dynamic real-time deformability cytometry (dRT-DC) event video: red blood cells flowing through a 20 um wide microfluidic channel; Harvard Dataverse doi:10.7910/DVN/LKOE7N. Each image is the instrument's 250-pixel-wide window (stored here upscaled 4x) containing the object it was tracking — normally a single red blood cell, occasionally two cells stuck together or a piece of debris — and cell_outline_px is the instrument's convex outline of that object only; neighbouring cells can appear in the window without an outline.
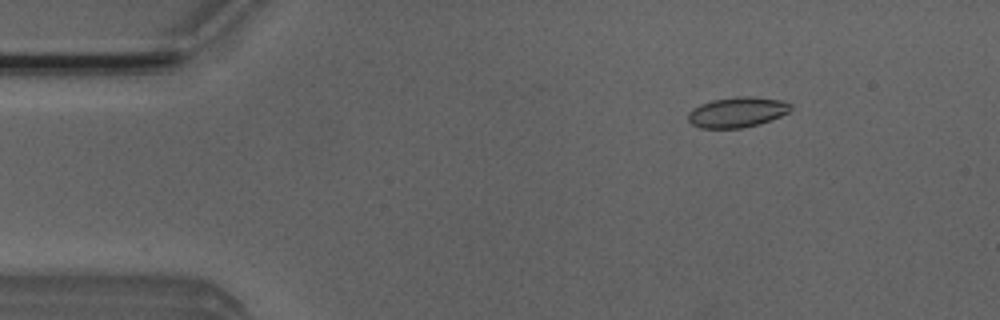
{"species": "Egyptian fruit bat (a non-hibernating species)", "species_latin": "Rousettus aegyptiacus", "temperature_condition": "room temperature", "stored_images_in_passage": 30, "camera_frame_rate_fps": 3000, "um_per_image_px": 0.085, "animal": {"sex": "male"}, "frame": {"image": 1, "passage_image": 7, "time_ms": 2.0, "image_size_px": [1000, 320], "cell_outline_px": [[792, 108], [788, 112], [780, 116], [760, 124], [740, 128], [700, 128], [692, 124], [688, 120], [688, 112], [692, 108], [700, 104], [712, 100], [736, 96], [752, 96], [780, 100], [792, 104]], "centroid_in_image_um": [62.65, 9.53], "position_along_channel_um": 22.4, "area_um2": 18.21}}
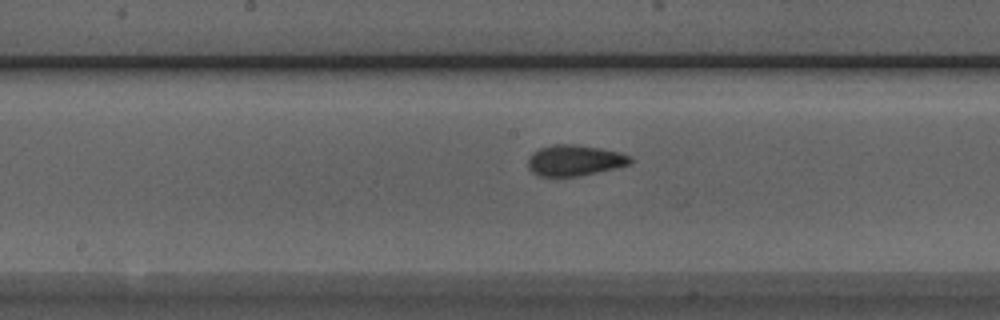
{"frame": {"image": 2, "passage_image": 26, "time_ms": 8.333, "image_size_px": [1000, 320], "cell_outline_px": [[632, 164], [616, 168], [580, 176], [540, 176], [532, 172], [528, 168], [528, 156], [532, 152], [540, 148], [552, 144], [576, 144], [600, 148], [620, 152], [632, 156]], "centroid_in_image_um": [48.86, 13.62], "position_along_channel_um": 199.3, "area_um2": 18.67}}
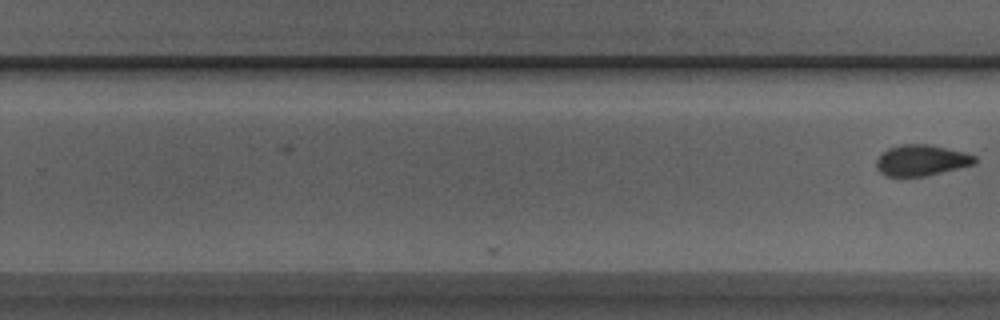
{"frame": {"image": 3, "passage_image": 30, "time_ms": 9.667, "image_size_px": [1000, 320], "cell_outline_px": [[976, 164], [924, 176], [888, 176], [880, 172], [876, 168], [876, 160], [888, 148], [900, 144], [932, 144], [964, 152], [976, 156]], "centroid_in_image_um": [78.33, 13.61], "position_along_channel_um": 251.5, "area_um2": 17.74}}